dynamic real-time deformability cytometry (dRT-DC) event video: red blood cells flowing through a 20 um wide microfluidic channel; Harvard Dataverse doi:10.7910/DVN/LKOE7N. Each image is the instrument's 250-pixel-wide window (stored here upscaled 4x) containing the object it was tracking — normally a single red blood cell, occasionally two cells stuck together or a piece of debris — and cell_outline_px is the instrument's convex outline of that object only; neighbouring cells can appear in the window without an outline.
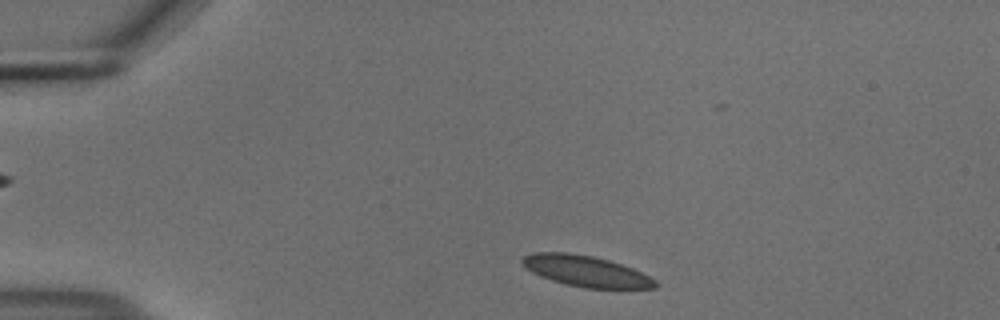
{"species": "common noctule bat (a hibernating species)", "species_latin": "Nyctalus noctula", "temperature_condition": "cold", "stored_images_in_passage": 45, "camera_frame_rate_fps": 3000, "um_per_image_px": 0.085, "animal": {"sex": "male", "body_mass_g": 18.8}, "frame": {"image": 1, "passage_image": 1, "time_ms": 0.0, "image_size_px": [1000, 320], "cell_outline_px": [[660, 284], [656, 288], [584, 288], [552, 280], [540, 276], [532, 272], [520, 260], [524, 256], [532, 252], [568, 252], [592, 256], [608, 260], [632, 268], [656, 280]], "centroid_in_image_um": [49.81, 23.04], "position_along_channel_um": 35.2, "area_um2": 23.76}}
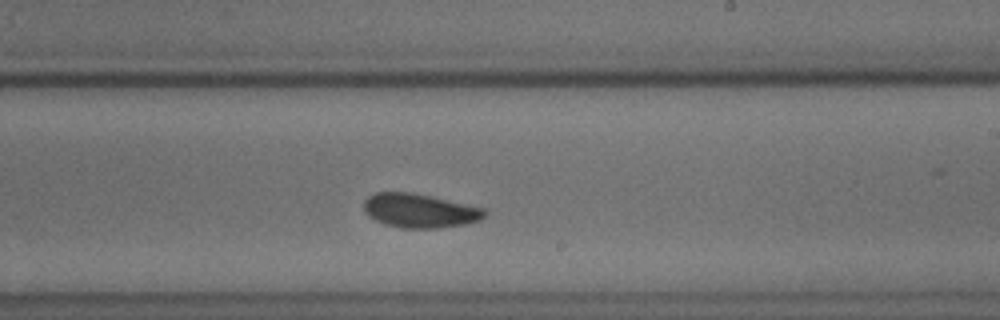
{"frame": {"image": 2, "passage_image": 23, "time_ms": 7.333, "image_size_px": [1000, 320], "cell_outline_px": [[488, 212], [480, 220], [464, 224], [436, 228], [400, 228], [384, 224], [368, 216], [364, 212], [364, 200], [368, 196], [376, 192], [412, 192], [432, 196], [484, 208]], "centroid_in_image_um": [35.65, 17.9], "position_along_channel_um": 253.3, "area_um2": 24.04}}
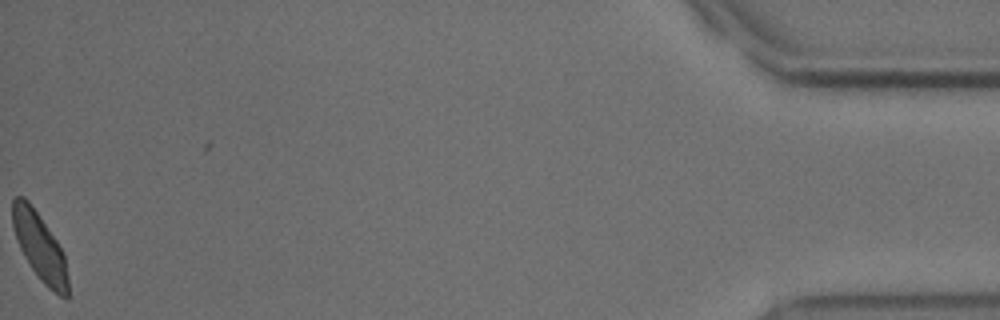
{"frame": {"image": 3, "passage_image": 45, "time_ms": 14.667, "image_size_px": [1000, 320], "cell_outline_px": [[68, 300], [64, 300], [48, 288], [40, 280], [24, 256], [16, 240], [12, 224], [12, 200], [16, 196], [24, 196], [28, 200], [56, 240], [64, 252], [68, 276]], "centroid_in_image_um": [3.39, 21.01], "position_along_channel_um": 431.8, "area_um2": 21.96}, "authors_computed_cell_mechanics": {"area_um2": 23.6402, "velocity_mm_per_s": 3.6598, "shape_relaxation_time_tau1_ms": 6.1952, "shape_relaxation_time_tau2_ms": 1.3341, "deformation_change_tau1": 0.0857, "deformation_change_tau2": 0.0486}}